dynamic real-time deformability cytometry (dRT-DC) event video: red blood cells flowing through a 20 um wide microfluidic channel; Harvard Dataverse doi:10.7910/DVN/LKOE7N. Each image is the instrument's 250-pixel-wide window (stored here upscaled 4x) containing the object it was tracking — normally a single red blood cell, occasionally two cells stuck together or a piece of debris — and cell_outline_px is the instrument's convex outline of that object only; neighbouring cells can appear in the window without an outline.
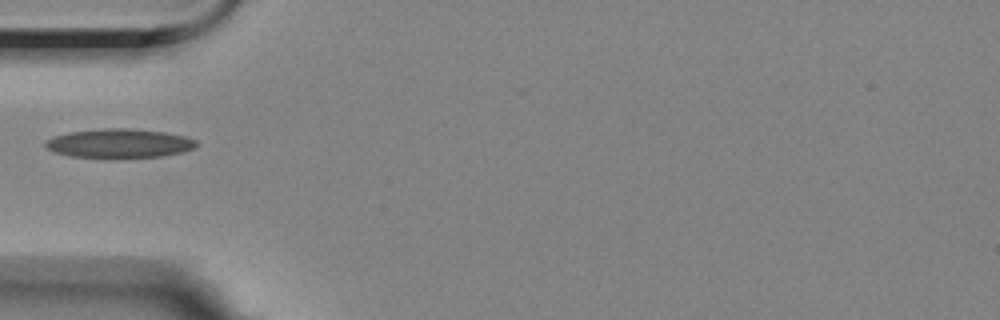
{"species": "Egyptian fruit bat (a non-hibernating species)", "species_latin": "Rousettus aegyptiacus", "temperature_condition": "room temperature", "stored_images_in_passage": 7, "camera_frame_rate_fps": 3000, "um_per_image_px": 0.085, "animal": {"sex": "female"}, "frame": {"image": 1, "passage_image": 1, "time_ms": 0.0, "image_size_px": [1000, 320], "cell_outline_px": [[200, 144], [196, 148], [184, 152], [160, 156], [120, 160], [104, 160], [68, 156], [52, 152], [44, 148], [44, 140], [68, 132], [104, 128], [132, 128], [164, 132], [184, 136], [196, 140]], "centroid_in_image_um": [10.1, 12.23], "position_along_channel_um": 74.9, "area_um2": 26.88}}
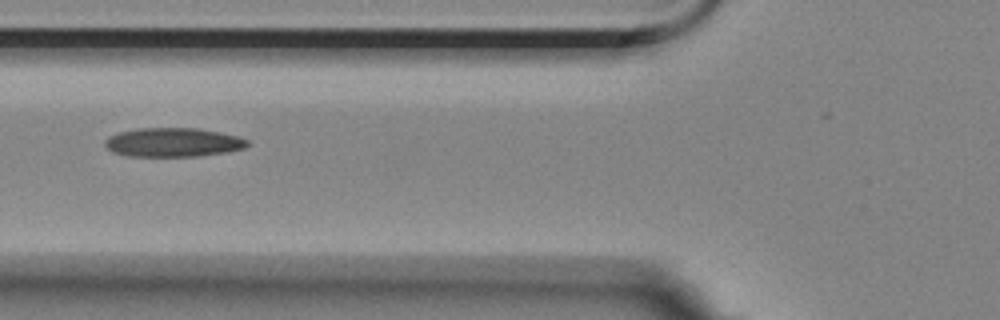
{"frame": {"image": 2, "passage_image": 4, "time_ms": 1.0, "image_size_px": [1000, 320], "cell_outline_px": [[248, 144], [244, 148], [224, 152], [196, 156], [128, 156], [112, 152], [104, 144], [104, 140], [108, 136], [120, 132], [136, 128], [200, 128], [220, 132], [236, 136], [248, 140]], "centroid_in_image_um": [14.67, 12.09], "position_along_channel_um": 111.1, "area_um2": 23.99}}